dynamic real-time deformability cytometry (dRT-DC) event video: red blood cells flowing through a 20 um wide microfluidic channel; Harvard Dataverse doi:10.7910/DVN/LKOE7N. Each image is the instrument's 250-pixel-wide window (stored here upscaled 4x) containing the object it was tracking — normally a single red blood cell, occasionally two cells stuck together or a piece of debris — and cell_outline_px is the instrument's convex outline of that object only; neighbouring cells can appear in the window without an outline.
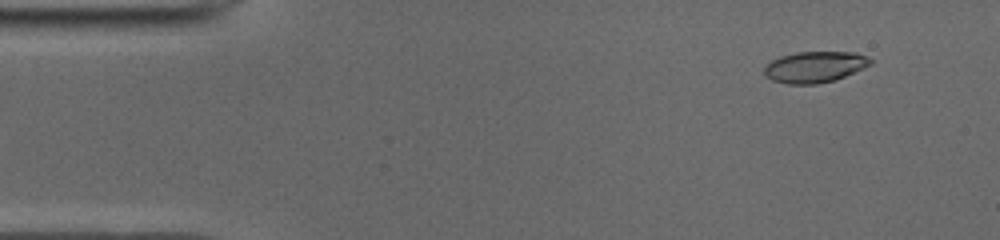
{"species": "common noctule bat (a hibernating species)", "species_latin": "Nyctalus noctula", "temperature_condition": "cold", "stored_images_in_passage": 51, "camera_frame_rate_fps": 3000, "um_per_image_px": 0.085, "animal": {"sex": "male", "body_mass_g": 19.0, "forearm_length_mm": 50.8}, "frame": {"image": 1, "passage_image": 5, "time_ms": 1.333, "image_size_px": [1000, 240], "cell_outline_px": [[872, 64], [864, 68], [836, 80], [816, 84], [788, 84], [772, 80], [764, 76], [764, 68], [772, 60], [780, 56], [796, 52], [856, 52], [868, 56], [872, 60]], "centroid_in_image_um": [69.27, 5.69], "position_along_channel_um": 15.7, "area_um2": 19.42}}
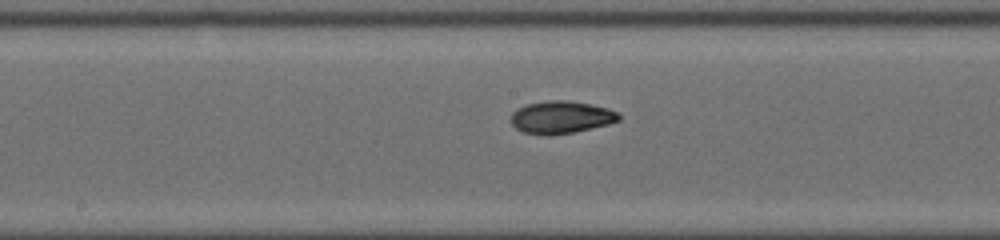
{"frame": {"image": 2, "passage_image": 26, "time_ms": 8.333, "image_size_px": [1000, 240], "cell_outline_px": [[620, 120], [608, 124], [572, 132], [548, 136], [544, 136], [524, 132], [516, 128], [512, 124], [512, 112], [528, 104], [548, 100], [568, 100], [592, 104], [608, 108], [620, 112]], "centroid_in_image_um": [47.73, 9.96], "position_along_channel_um": 200.5, "area_um2": 20.4}}
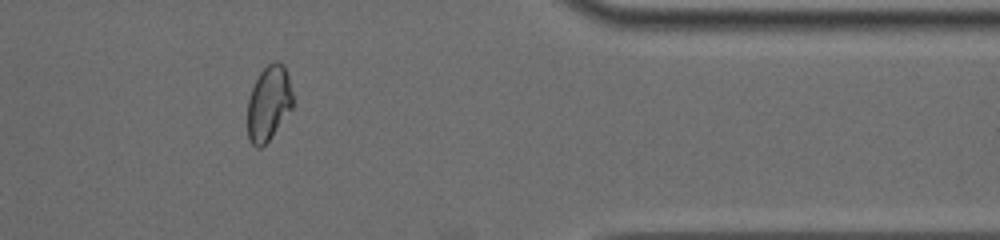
{"frame": {"image": 3, "passage_image": 42, "time_ms": 13.667, "image_size_px": [1000, 240], "cell_outline_px": [[292, 108], [268, 140], [260, 148], [256, 148], [248, 140], [248, 100], [252, 88], [260, 72], [268, 64], [276, 60], [284, 64], [288, 76], [292, 92]], "centroid_in_image_um": [22.83, 8.76], "position_along_channel_um": 388.6, "area_um2": 19.54}, "authors_computed_cell_mechanics": {"area_um2": 20.0566, "velocity_mm_per_s": 3.956, "shape_relaxation_time_tau1_ms": 4.6861, "shape_relaxation_time_tau2_ms": 5.0469, "deformation_change_tau1": 0.1682, "deformation_change_tau2": 0.0835}}